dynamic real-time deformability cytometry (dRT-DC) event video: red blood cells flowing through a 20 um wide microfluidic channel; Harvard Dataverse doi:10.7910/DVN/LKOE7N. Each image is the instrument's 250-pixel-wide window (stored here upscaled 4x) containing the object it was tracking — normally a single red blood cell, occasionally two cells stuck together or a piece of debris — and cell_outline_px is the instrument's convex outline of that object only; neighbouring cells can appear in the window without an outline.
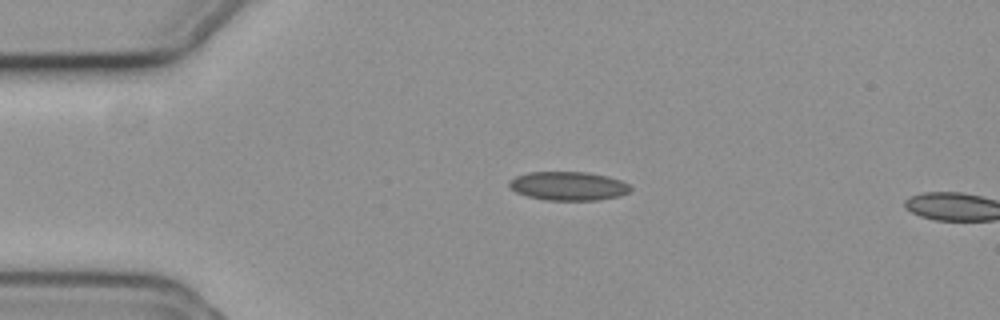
{"species": "common noctule bat (a hibernating species)", "species_latin": "Nyctalus noctula", "temperature_condition": "cold", "stored_images_in_passage": 3, "camera_frame_rate_fps": 3000, "um_per_image_px": 0.085, "animal": {"sex": "female", "body_mass_g": 19.3, "forearm_length_mm": 54.1}, "frame": {"image": 1, "passage_image": 1, "time_ms": 0.0, "image_size_px": [1000, 320], "cell_outline_px": [[632, 188], [628, 192], [620, 196], [596, 200], [544, 200], [528, 196], [516, 192], [508, 184], [508, 180], [516, 176], [528, 172], [588, 172], [608, 176], [620, 180], [628, 184]], "centroid_in_image_um": [48.3, 15.8], "position_along_channel_um": 36.7, "area_um2": 20.35}}